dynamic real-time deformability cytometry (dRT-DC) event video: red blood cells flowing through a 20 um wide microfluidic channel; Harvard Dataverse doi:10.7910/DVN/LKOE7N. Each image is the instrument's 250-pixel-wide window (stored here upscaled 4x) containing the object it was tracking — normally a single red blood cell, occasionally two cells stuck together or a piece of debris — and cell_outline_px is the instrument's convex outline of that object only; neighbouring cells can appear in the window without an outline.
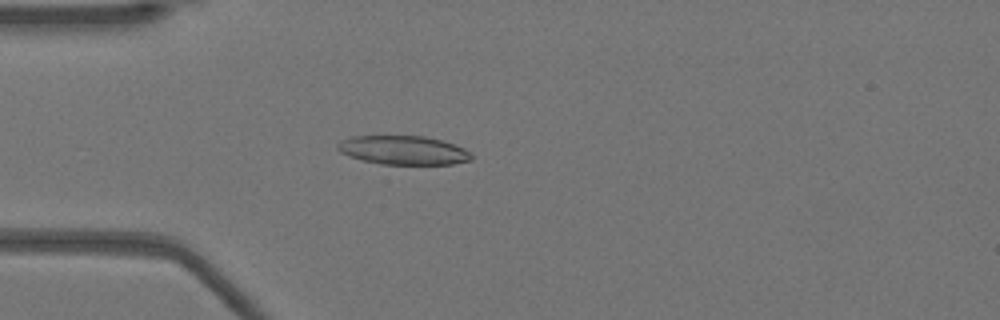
{"species": "Egyptian fruit bat (a non-hibernating species)", "species_latin": "Rousettus aegyptiacus", "temperature_condition": "warm", "stored_images_in_passage": 24, "camera_frame_rate_fps": 3000, "um_per_image_px": 0.085, "animal": {"sex": "female"}, "frame": {"image": 1, "passage_image": 14, "time_ms": 4.333, "image_size_px": [1000, 320], "cell_outline_px": [[472, 160], [452, 164], [380, 164], [348, 156], [340, 152], [336, 148], [336, 144], [340, 140], [352, 136], [424, 136], [440, 140], [464, 148], [472, 156]], "centroid_in_image_um": [34.23, 12.76], "position_along_channel_um": 50.8, "area_um2": 22.43}}
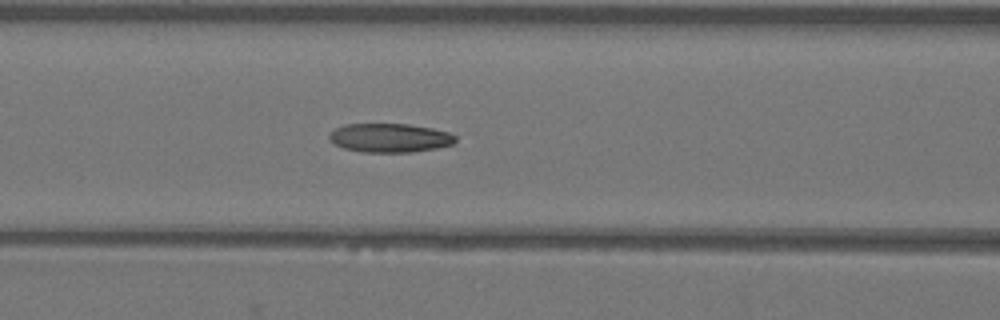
{"frame": {"image": 2, "passage_image": 21, "time_ms": 6.667, "image_size_px": [1000, 320], "cell_outline_px": [[456, 140], [452, 144], [436, 148], [412, 152], [364, 152], [344, 148], [328, 140], [328, 136], [336, 128], [344, 124], [408, 124], [432, 128], [448, 132], [456, 136]], "centroid_in_image_um": [33.13, 11.71], "position_along_channel_um": 133.5, "area_um2": 21.15}}
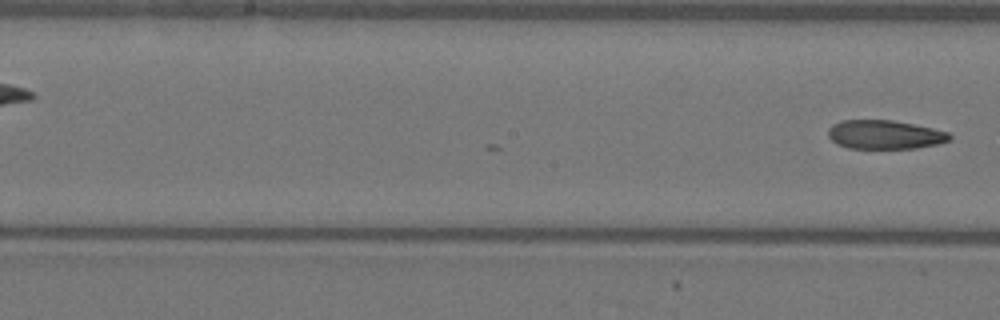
{"frame": {"image": 3, "passage_image": 24, "time_ms": 7.667, "image_size_px": [1000, 320], "cell_outline_px": [[952, 140], [936, 144], [916, 148], [848, 148], [836, 144], [828, 136], [828, 128], [832, 124], [840, 120], [892, 120], [932, 128], [948, 132], [952, 136]], "centroid_in_image_um": [75.18, 11.44], "position_along_channel_um": 173.0, "area_um2": 20.46}}